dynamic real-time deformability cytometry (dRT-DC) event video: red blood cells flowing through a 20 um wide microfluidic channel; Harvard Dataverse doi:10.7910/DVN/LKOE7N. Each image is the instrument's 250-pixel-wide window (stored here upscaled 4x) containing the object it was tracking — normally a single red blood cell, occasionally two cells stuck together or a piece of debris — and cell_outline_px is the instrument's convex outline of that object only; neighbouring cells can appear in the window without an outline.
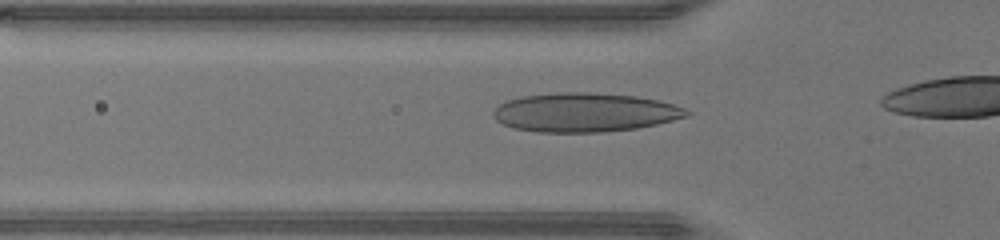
{"species": "human", "species_latin": "Homo sapiens", "temperature_condition": "warm", "stored_images_in_passage": 14, "camera_frame_rate_fps": 3000, "um_per_image_px": 0.085, "donor": {"sex": "male"}, "frame": {"image": 1, "passage_image": 9, "time_ms": 2.667, "image_size_px": [1000, 240], "cell_outline_px": [[692, 112], [688, 116], [656, 124], [636, 128], [600, 132], [536, 132], [516, 128], [504, 124], [496, 120], [492, 116], [492, 112], [500, 104], [508, 100], [524, 96], [556, 92], [592, 92], [636, 96], [656, 100], [672, 104], [684, 108]], "centroid_in_image_um": [49.7, 9.55], "position_along_channel_um": 76.1, "area_um2": 43.75}}
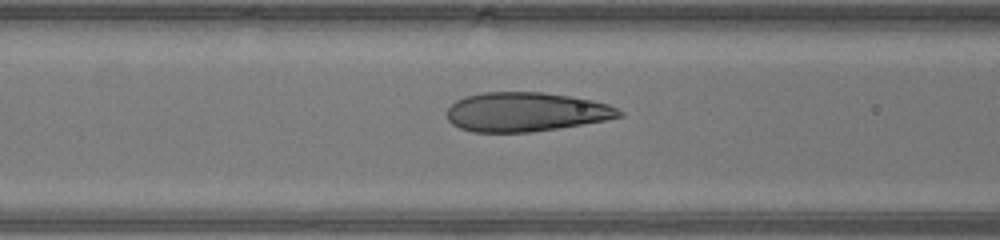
{"frame": {"image": 2, "passage_image": 12, "time_ms": 3.667, "image_size_px": [1000, 240], "cell_outline_px": [[624, 116], [604, 120], [532, 132], [472, 132], [460, 128], [452, 124], [448, 120], [448, 108], [456, 100], [464, 96], [484, 92], [544, 92], [572, 96], [592, 100], [608, 104], [624, 112]], "centroid_in_image_um": [44.69, 9.5], "position_along_channel_um": 121.9, "area_um2": 39.3}}